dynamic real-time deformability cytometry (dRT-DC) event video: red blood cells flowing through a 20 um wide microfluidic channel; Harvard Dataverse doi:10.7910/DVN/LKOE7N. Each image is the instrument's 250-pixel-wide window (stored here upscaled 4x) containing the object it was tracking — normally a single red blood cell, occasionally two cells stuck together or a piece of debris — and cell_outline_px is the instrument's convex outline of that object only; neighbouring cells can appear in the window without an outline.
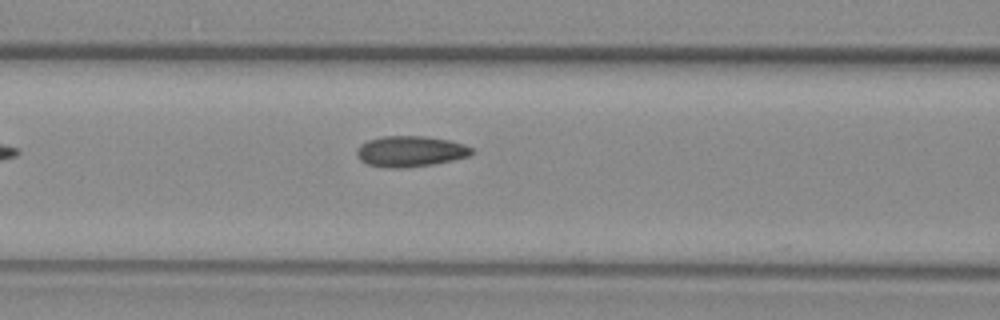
{"species": "common noctule bat (a hibernating species)", "species_latin": "Nyctalus noctula", "temperature_condition": "warm", "stored_images_in_passage": 32, "camera_frame_rate_fps": 3000, "um_per_image_px": 0.085, "animal": {"sex": "female", "body_mass_g": 29.2, "forearm_length_mm": 56.3}, "frame": {"image": 1, "passage_image": 5, "time_ms": 1.333, "image_size_px": [1000, 320], "cell_outline_px": [[472, 152], [468, 156], [452, 160], [432, 164], [400, 168], [388, 168], [368, 164], [360, 160], [356, 156], [356, 152], [360, 144], [368, 140], [380, 136], [424, 136], [448, 140], [464, 144], [472, 148]], "centroid_in_image_um": [34.83, 12.86], "position_along_channel_um": 131.8, "area_um2": 20.52}}
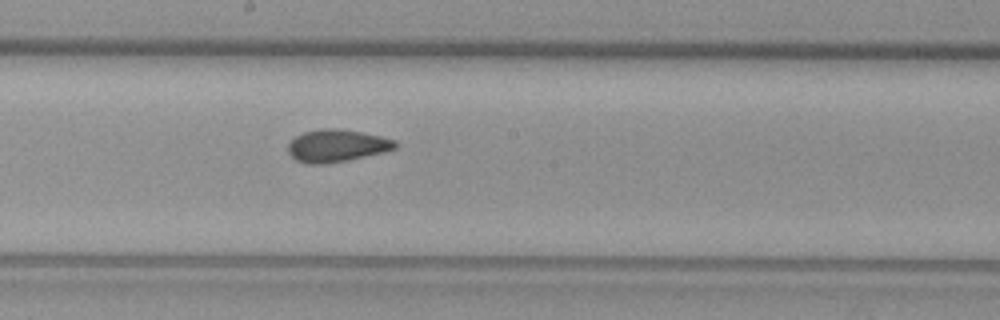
{"frame": {"image": 2, "passage_image": 12, "time_ms": 3.667, "image_size_px": [1000, 320], "cell_outline_px": [[396, 148], [384, 152], [348, 160], [324, 164], [308, 164], [296, 160], [288, 152], [288, 144], [296, 136], [304, 132], [320, 128], [336, 128], [360, 132], [380, 136], [396, 140]], "centroid_in_image_um": [28.61, 12.39], "position_along_channel_um": 219.6, "area_um2": 20.17}}
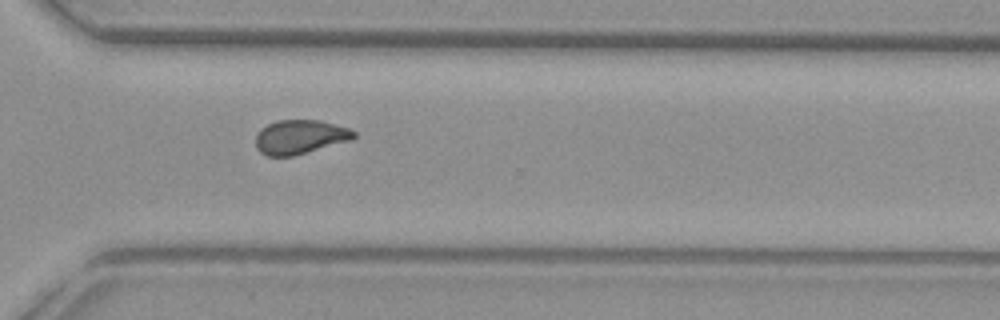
{"frame": {"image": 3, "passage_image": 22, "time_ms": 7.0, "image_size_px": [1000, 320], "cell_outline_px": [[356, 136], [352, 140], [292, 156], [268, 156], [260, 152], [256, 148], [256, 132], [260, 128], [276, 120], [320, 120], [348, 128], [356, 132]], "centroid_in_image_um": [25.48, 11.63], "position_along_channel_um": 345.1, "area_um2": 19.59}}